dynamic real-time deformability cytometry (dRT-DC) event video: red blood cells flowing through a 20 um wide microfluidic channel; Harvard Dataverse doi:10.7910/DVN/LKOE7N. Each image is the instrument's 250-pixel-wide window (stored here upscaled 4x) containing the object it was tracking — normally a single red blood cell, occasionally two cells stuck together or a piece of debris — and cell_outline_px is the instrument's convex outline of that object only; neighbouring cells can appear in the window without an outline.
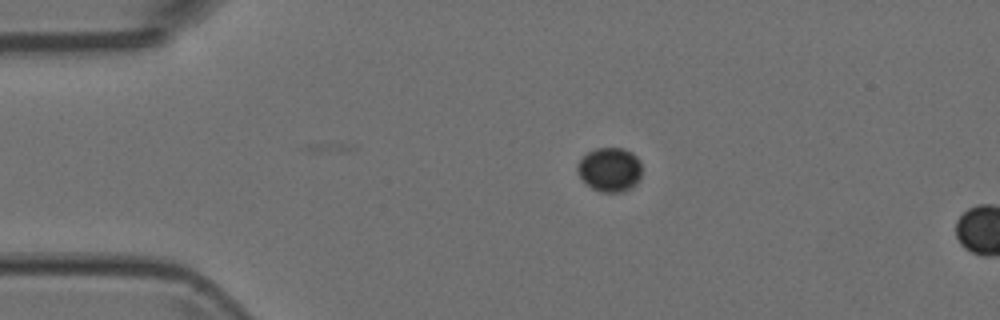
{"species": "Egyptian fruit bat (a non-hibernating species)", "species_latin": "Rousettus aegyptiacus", "temperature_condition": "room temperature", "stored_images_in_passage": 2, "camera_frame_rate_fps": 3000, "um_per_image_px": 0.085, "animal": {"sex": "female"}, "frame": {"image": 1, "passage_image": 1, "time_ms": 0.0, "image_size_px": [1000, 320], "cell_outline_px": [[640, 180], [636, 184], [620, 192], [600, 192], [592, 188], [580, 176], [576, 168], [580, 160], [588, 152], [596, 148], [624, 148], [632, 152], [640, 160]], "centroid_in_image_um": [51.84, 14.4], "position_along_channel_um": 33.2, "area_um2": 16.42}}